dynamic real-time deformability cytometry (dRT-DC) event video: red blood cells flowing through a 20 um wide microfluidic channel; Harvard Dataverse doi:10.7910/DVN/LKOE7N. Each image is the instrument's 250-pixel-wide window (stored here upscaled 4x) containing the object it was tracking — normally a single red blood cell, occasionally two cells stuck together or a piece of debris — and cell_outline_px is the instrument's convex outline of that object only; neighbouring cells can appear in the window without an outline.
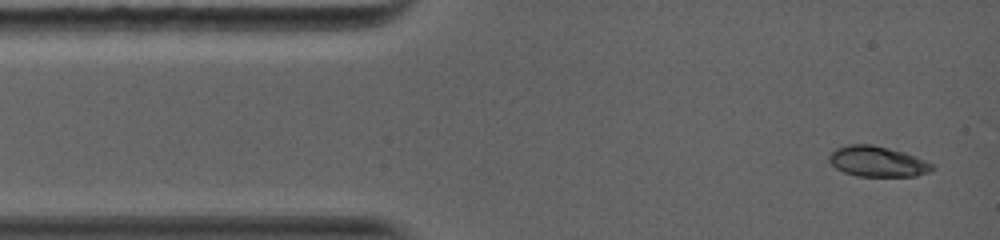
{"species": "common noctule bat (a hibernating species)", "species_latin": "Nyctalus noctula", "temperature_condition": "warm", "stored_images_in_passage": 13, "camera_frame_rate_fps": 5000, "um_per_image_px": 0.085, "animal": {"sex": "female", "body_mass_g": 19.0, "forearm_length_mm": 56.7}, "frame": {"image": 1, "passage_image": 1, "time_ms": 0.0, "image_size_px": [1000, 240], "cell_outline_px": [[936, 168], [932, 172], [916, 176], [856, 176], [844, 172], [836, 168], [828, 160], [828, 156], [836, 148], [848, 144], [872, 144], [904, 152], [916, 156], [932, 164]], "centroid_in_image_um": [74.6, 13.73], "position_along_channel_um": 10.4, "area_um2": 18.44}}
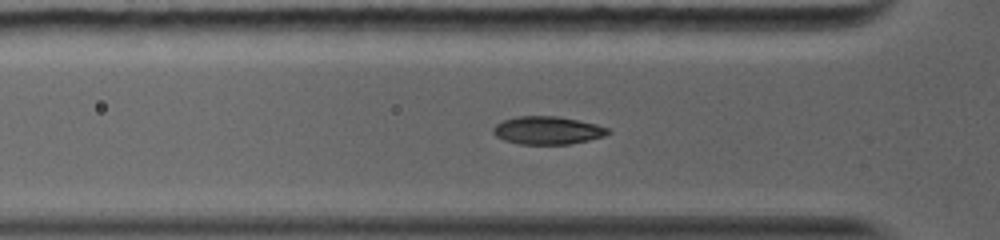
{"frame": {"image": 2, "passage_image": 8, "time_ms": 3.2, "image_size_px": [1000, 240], "cell_outline_px": [[612, 132], [604, 136], [588, 140], [568, 144], [520, 144], [504, 140], [496, 136], [492, 132], [492, 128], [496, 124], [504, 120], [516, 116], [560, 116], [596, 124], [608, 128]], "centroid_in_image_um": [46.53, 11.07], "position_along_channel_um": 79.3, "area_um2": 18.73}}
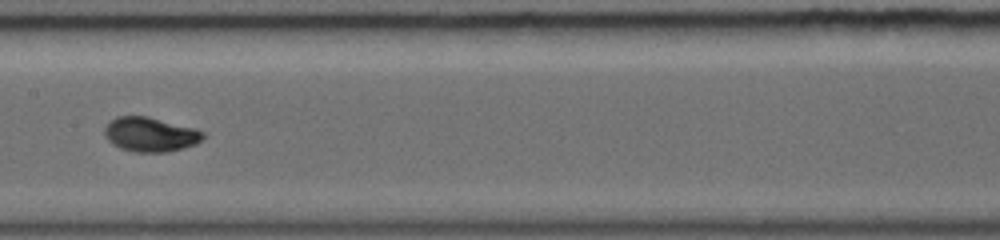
{"frame": {"image": 3, "passage_image": 13, "time_ms": 6.0, "image_size_px": [1000, 240], "cell_outline_px": [[204, 136], [196, 144], [184, 148], [168, 152], [136, 152], [120, 148], [112, 144], [104, 136], [104, 128], [116, 116], [148, 116], [196, 128], [204, 132]], "centroid_in_image_um": [12.78, 11.43], "position_along_channel_um": 194.6, "area_um2": 19.88}}